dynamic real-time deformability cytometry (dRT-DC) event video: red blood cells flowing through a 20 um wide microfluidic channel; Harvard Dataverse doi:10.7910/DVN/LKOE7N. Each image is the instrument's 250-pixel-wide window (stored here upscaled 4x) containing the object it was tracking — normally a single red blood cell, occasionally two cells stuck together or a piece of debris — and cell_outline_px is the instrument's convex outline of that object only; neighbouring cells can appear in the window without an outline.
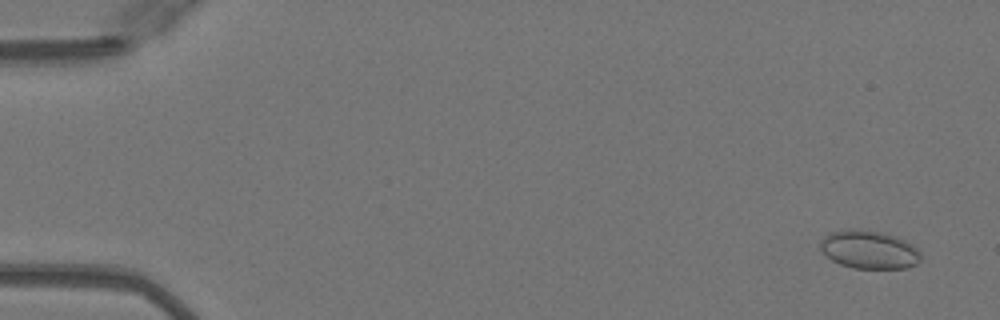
{"species": "Egyptian fruit bat (a non-hibernating species)", "species_latin": "Rousettus aegyptiacus", "temperature_condition": "warm", "stored_images_in_passage": 50, "camera_frame_rate_fps": 3000, "um_per_image_px": 0.085, "animal": {"sex": "female"}, "frame": {"image": 1, "passage_image": 2, "time_ms": 0.333, "image_size_px": [1000, 320], "cell_outline_px": [[920, 260], [916, 264], [908, 268], [852, 268], [840, 264], [832, 260], [820, 248], [820, 240], [824, 236], [832, 232], [848, 228], [860, 228], [884, 232], [896, 236], [912, 244], [920, 252]], "centroid_in_image_um": [73.87, 21.2], "position_along_channel_um": 11.1, "area_um2": 22.6}}
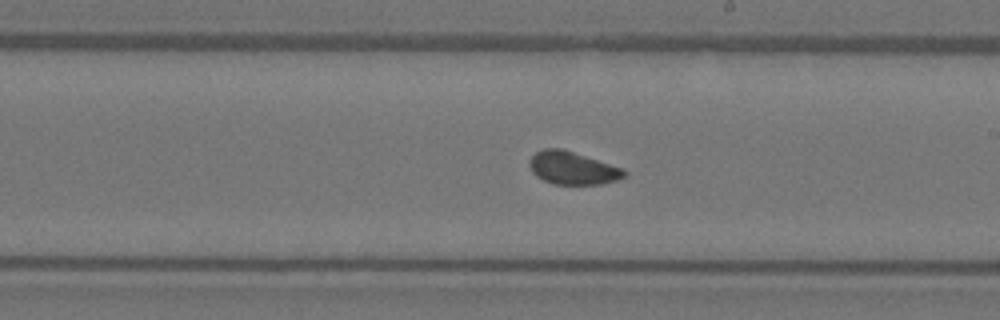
{"frame": {"image": 2, "passage_image": 29, "time_ms": 9.333, "image_size_px": [1000, 320], "cell_outline_px": [[628, 172], [624, 176], [616, 180], [600, 184], [552, 184], [536, 176], [532, 172], [528, 164], [532, 156], [536, 152], [544, 148], [564, 148], [624, 168]], "centroid_in_image_um": [48.67, 14.27], "position_along_channel_um": 240.3, "area_um2": 18.32}}
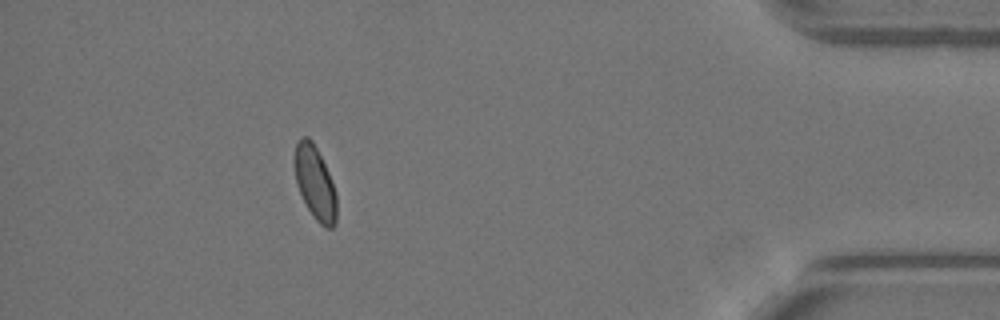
{"frame": {"image": 3, "passage_image": 45, "time_ms": 14.667, "image_size_px": [1000, 320], "cell_outline_px": [[336, 224], [332, 228], [324, 228], [316, 220], [308, 208], [296, 184], [292, 164], [292, 156], [296, 144], [304, 136], [308, 136], [312, 140], [328, 172], [336, 192]], "centroid_in_image_um": [26.74, 15.53], "position_along_channel_um": 408.5, "area_um2": 18.15}, "authors_computed_cell_mechanics": {"area_um2": 18.3226, "velocity_mm_per_s": 4.0898, "shape_relaxation_time_tau1_ms": 6.2557, "shape_relaxation_time_tau2_ms": 0.7882, "deformation_change_tau1": 0.1005, "deformation_change_tau2": 0.0596}}